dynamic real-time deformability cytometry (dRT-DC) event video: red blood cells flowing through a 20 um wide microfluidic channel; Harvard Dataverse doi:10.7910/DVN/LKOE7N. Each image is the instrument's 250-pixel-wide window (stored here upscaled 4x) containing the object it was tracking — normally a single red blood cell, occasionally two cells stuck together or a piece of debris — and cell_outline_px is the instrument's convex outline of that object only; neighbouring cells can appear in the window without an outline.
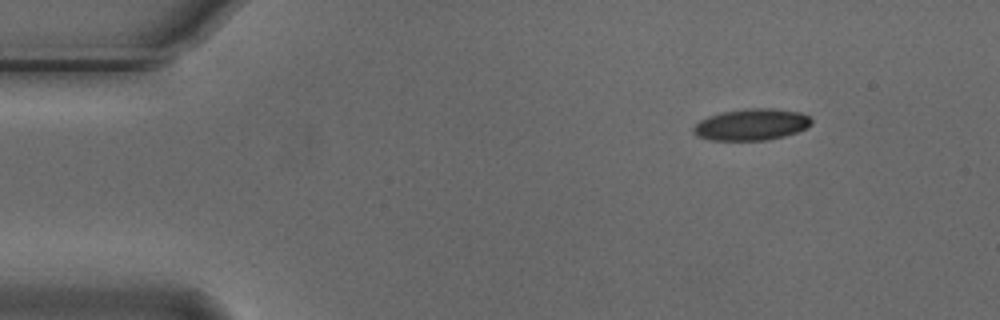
{"species": "Egyptian fruit bat (a non-hibernating species)", "species_latin": "Rousettus aegyptiacus", "temperature_condition": "cold", "stored_images_in_passage": 8, "camera_frame_rate_fps": 3000, "um_per_image_px": 0.085, "animal": {"sex": "male"}, "frame": {"image": 1, "passage_image": 1, "time_ms": 0.0, "image_size_px": [1000, 320], "cell_outline_px": [[812, 124], [808, 128], [784, 136], [764, 140], [712, 140], [696, 136], [692, 132], [692, 128], [700, 120], [708, 116], [724, 112], [748, 108], [772, 108], [800, 112], [808, 116], [812, 120]], "centroid_in_image_um": [63.88, 10.59], "position_along_channel_um": 21.1, "area_um2": 21.68}}
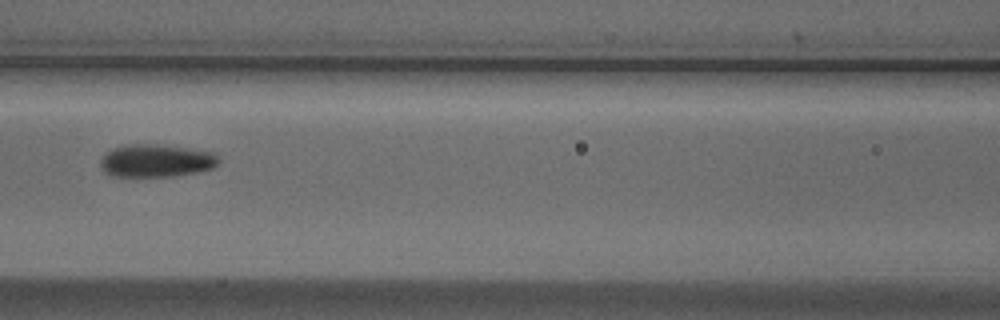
{"frame": {"image": 2, "passage_image": 5, "time_ms": 1.333, "image_size_px": [1000, 320], "cell_outline_px": [[220, 164], [212, 168], [196, 172], [176, 176], [112, 176], [104, 172], [100, 164], [100, 160], [112, 148], [128, 144], [152, 144], [188, 148], [216, 152], [220, 160]], "centroid_in_image_um": [13.31, 13.66], "position_along_channel_um": 153.3, "area_um2": 22.66}}
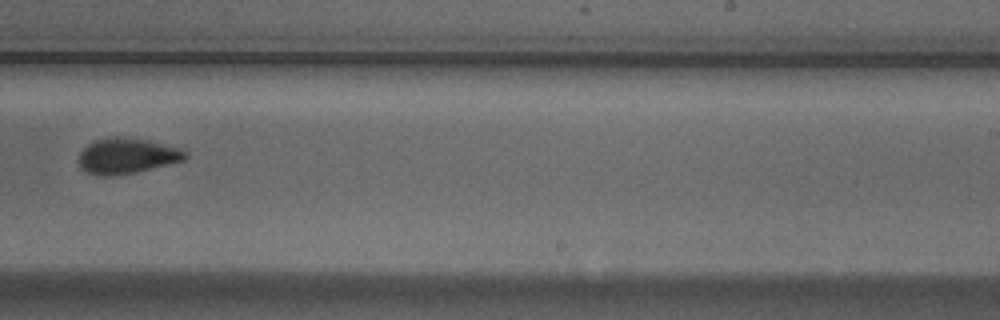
{"frame": {"image": 3, "passage_image": 8, "time_ms": 2.333, "image_size_px": [1000, 320], "cell_outline_px": [[188, 156], [184, 160], [136, 172], [112, 176], [96, 176], [80, 168], [80, 152], [92, 140], [108, 136], [120, 136], [148, 140], [180, 148]], "centroid_in_image_um": [10.75, 13.24], "position_along_channel_um": 278.3, "area_um2": 22.14}}